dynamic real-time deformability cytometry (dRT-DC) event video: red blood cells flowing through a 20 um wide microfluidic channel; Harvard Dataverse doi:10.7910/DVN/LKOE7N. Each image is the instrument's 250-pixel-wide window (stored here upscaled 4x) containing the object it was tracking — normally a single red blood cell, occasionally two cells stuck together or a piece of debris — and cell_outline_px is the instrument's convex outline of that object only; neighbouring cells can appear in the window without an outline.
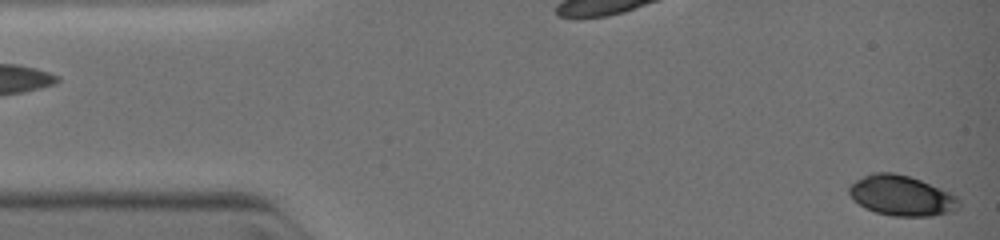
{"species": "common noctule bat (a hibernating species)", "species_latin": "Nyctalus noctula", "temperature_condition": "warm", "stored_images_in_passage": 3, "camera_frame_rate_fps": 3000, "um_per_image_px": 0.085, "animal": {"sex": "female", "body_mass_g": 19.0, "forearm_length_mm": 51.5}, "frame": {"image": 1, "passage_image": 3, "time_ms": 2.0, "image_size_px": [1000, 240], "cell_outline_px": [[960, 208], [952, 212], [932, 216], [892, 216], [876, 212], [864, 208], [852, 200], [848, 192], [848, 188], [856, 180], [872, 172], [892, 172], [908, 176], [920, 180], [940, 188], [956, 196], [960, 200]], "centroid_in_image_um": [76.62, 16.64], "position_along_channel_um": 8.4, "area_um2": 25.89}}